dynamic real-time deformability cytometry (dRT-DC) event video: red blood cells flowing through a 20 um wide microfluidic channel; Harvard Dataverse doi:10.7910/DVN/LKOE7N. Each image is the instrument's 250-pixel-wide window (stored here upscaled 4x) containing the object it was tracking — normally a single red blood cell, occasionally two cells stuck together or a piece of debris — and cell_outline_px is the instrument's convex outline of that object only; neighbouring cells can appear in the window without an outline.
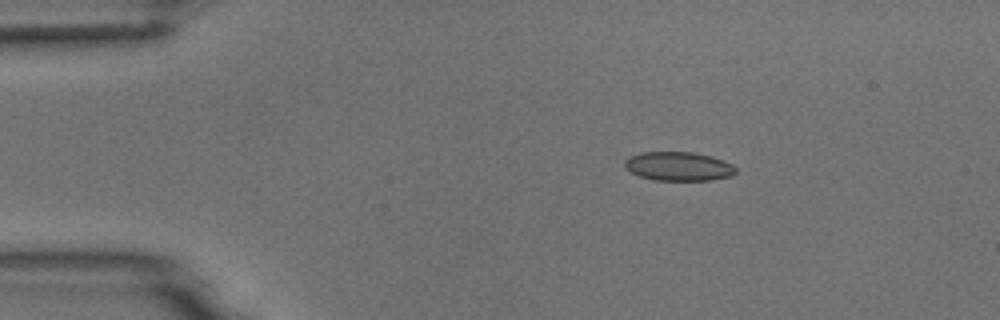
{"species": "common noctule bat (a hibernating species)", "species_latin": "Nyctalus noctula", "temperature_condition": "room temperature", "stored_images_in_passage": 3, "camera_frame_rate_fps": 3000, "um_per_image_px": 0.085, "animal": {"sex": "male", "body_mass_g": 18.8}, "frame": {"image": 1, "passage_image": 2, "time_ms": 1.333, "image_size_px": [1000, 320], "cell_outline_px": [[736, 172], [732, 176], [712, 180], [652, 180], [640, 176], [624, 168], [624, 160], [640, 152], [692, 152], [712, 156], [724, 160], [732, 164], [736, 168]], "centroid_in_image_um": [57.69, 14.14], "position_along_channel_um": 27.3, "area_um2": 18.84}}